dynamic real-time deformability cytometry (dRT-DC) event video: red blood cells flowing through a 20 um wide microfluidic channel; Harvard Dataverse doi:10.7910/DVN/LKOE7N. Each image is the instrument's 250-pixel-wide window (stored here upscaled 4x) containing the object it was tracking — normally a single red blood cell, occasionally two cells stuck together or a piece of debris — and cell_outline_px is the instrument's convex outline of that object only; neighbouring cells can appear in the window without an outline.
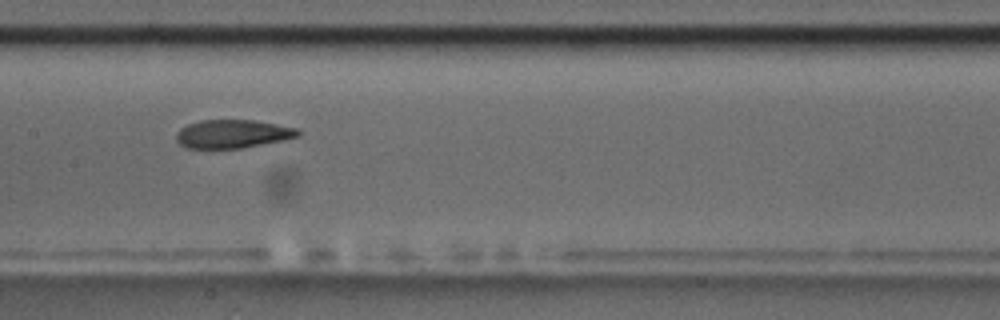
{"species": "common noctule bat (a hibernating species)", "species_latin": "Nyctalus noctula", "temperature_condition": "room temperature", "stored_images_in_passage": 7, "segment_of_instrument_passage": [1, 2], "camera_frame_rate_fps": 3000, "um_per_image_px": 0.085, "animal": {"sex": "male", "body_mass_g": 17.5, "forearm_length_mm": 52.3}, "frame": {"image": 1, "passage_image": 6, "time_ms": 5.667, "image_size_px": [1000, 320], "cell_outline_px": [[300, 136], [284, 140], [240, 148], [188, 148], [180, 144], [176, 140], [176, 132], [180, 128], [188, 124], [200, 120], [252, 120], [276, 124], [296, 128], [300, 132]], "centroid_in_image_um": [19.75, 11.38], "position_along_channel_um": 187.6, "area_um2": 20.06}}